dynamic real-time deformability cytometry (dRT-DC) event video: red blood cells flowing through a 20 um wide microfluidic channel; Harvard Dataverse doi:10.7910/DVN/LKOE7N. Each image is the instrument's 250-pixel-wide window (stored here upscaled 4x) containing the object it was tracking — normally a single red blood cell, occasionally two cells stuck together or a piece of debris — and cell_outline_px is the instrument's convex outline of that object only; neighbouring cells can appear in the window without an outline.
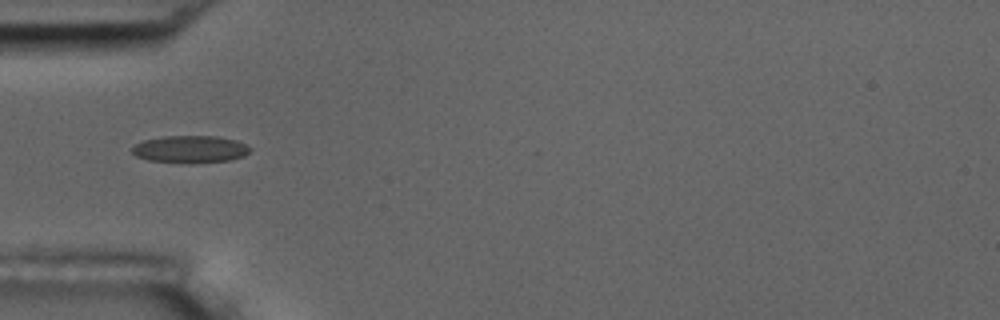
{"species": "common noctule bat (a hibernating species)", "species_latin": "Nyctalus noctula", "temperature_condition": "room temperature", "stored_images_in_passage": 38, "camera_frame_rate_fps": 3000, "um_per_image_px": 0.085, "animal": {"sex": "male", "body_mass_g": 17.5, "forearm_length_mm": 52.3}, "frame": {"image": 1, "passage_image": 1, "time_ms": 0.0, "image_size_px": [1000, 320], "cell_outline_px": [[252, 148], [244, 156], [228, 160], [180, 164], [148, 160], [136, 156], [132, 152], [132, 148], [136, 144], [144, 140], [164, 136], [216, 136], [236, 140]], "centroid_in_image_um": [16.14, 12.69], "position_along_channel_um": 68.9, "area_um2": 18.79}}
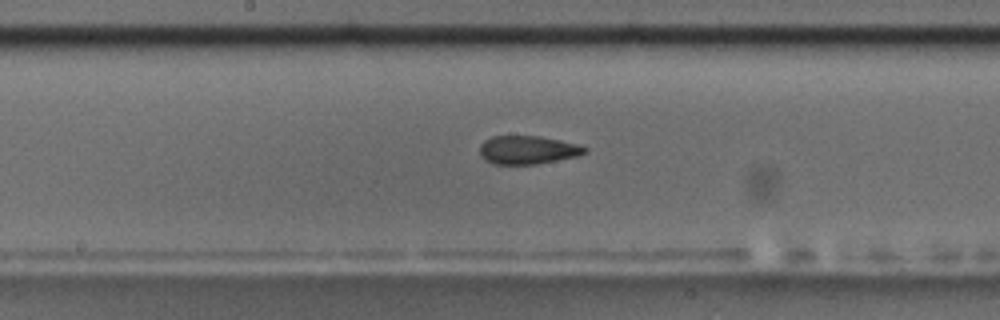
{"frame": {"image": 2, "passage_image": 12, "time_ms": 3.667, "image_size_px": [1000, 320], "cell_outline_px": [[588, 148], [584, 152], [576, 156], [536, 164], [492, 164], [484, 160], [480, 156], [480, 144], [484, 140], [492, 136], [540, 136], [560, 140], [576, 144]], "centroid_in_image_um": [44.78, 12.74], "position_along_channel_um": 203.4, "area_um2": 17.28}}
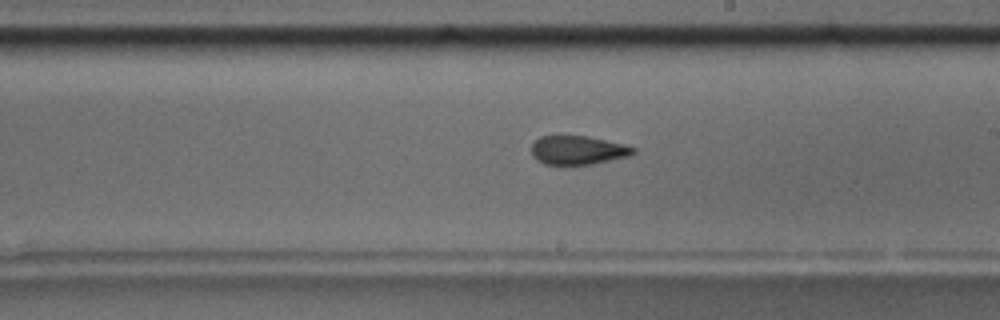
{"frame": {"image": 3, "passage_image": 15, "time_ms": 4.667, "image_size_px": [1000, 320], "cell_outline_px": [[636, 152], [628, 156], [592, 164], [544, 164], [536, 160], [532, 156], [532, 144], [540, 136], [588, 136], [624, 144], [636, 148]], "centroid_in_image_um": [49.11, 12.76], "position_along_channel_um": 239.9, "area_um2": 16.99}, "authors_computed_cell_mechanics": {"area_um2": 17.9758, "velocity_mm_per_s": 3.677, "shape_relaxation_time_tau1_ms": null, "shape_relaxation_time_tau2_ms": 1.9349, "deformation_change_tau1": null, "deformation_change_tau2": 0.0813}}